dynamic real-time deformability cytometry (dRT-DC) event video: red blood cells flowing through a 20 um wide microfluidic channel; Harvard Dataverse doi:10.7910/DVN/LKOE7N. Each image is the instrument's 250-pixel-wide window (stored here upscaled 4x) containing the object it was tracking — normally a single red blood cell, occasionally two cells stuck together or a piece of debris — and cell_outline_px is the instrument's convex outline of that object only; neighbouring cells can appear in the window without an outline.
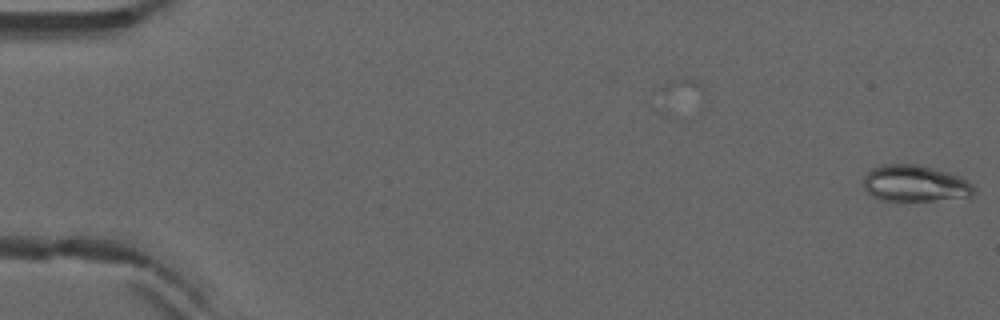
{"species": "common noctule bat (a hibernating species)", "species_latin": "Nyctalus noctula", "temperature_condition": "warm", "stored_images_in_passage": 2, "camera_frame_rate_fps": 3000, "um_per_image_px": 0.085, "animal": {"sex": "male", "forearm_length_mm": 52.5}, "frame": {"image": 1, "passage_image": 2, "time_ms": 0.333, "image_size_px": [1000, 320], "cell_outline_px": [[972, 196], [936, 200], [880, 200], [872, 196], [864, 188], [864, 176], [872, 168], [880, 164], [916, 164], [948, 172], [960, 176], [972, 184]], "centroid_in_image_um": [77.73, 15.58], "position_along_channel_um": 7.3, "area_um2": 23.24}}